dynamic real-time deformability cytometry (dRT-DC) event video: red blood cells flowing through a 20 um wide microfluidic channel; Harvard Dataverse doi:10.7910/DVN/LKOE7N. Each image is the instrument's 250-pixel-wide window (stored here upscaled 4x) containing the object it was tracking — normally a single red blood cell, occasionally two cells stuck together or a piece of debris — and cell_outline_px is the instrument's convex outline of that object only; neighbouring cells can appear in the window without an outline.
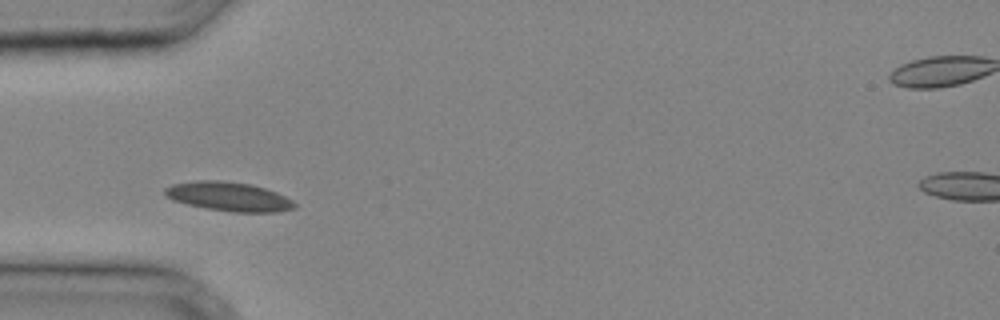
{"species": "common noctule bat (a hibernating species)", "species_latin": "Nyctalus noctula", "temperature_condition": "cold", "stored_images_in_passage": 24, "camera_frame_rate_fps": 3000, "um_per_image_px": 0.085, "animal": {"sex": "male", "body_mass_g": 20.4}, "frame": {"image": 1, "passage_image": 1, "time_ms": 0.0, "image_size_px": [1000, 320], "cell_outline_px": [[296, 208], [276, 212], [232, 212], [204, 208], [172, 200], [164, 196], [164, 188], [172, 184], [196, 180], [220, 180], [252, 184], [276, 192], [292, 200], [296, 204]], "centroid_in_image_um": [19.41, 16.7], "position_along_channel_um": 65.6, "area_um2": 22.14}}
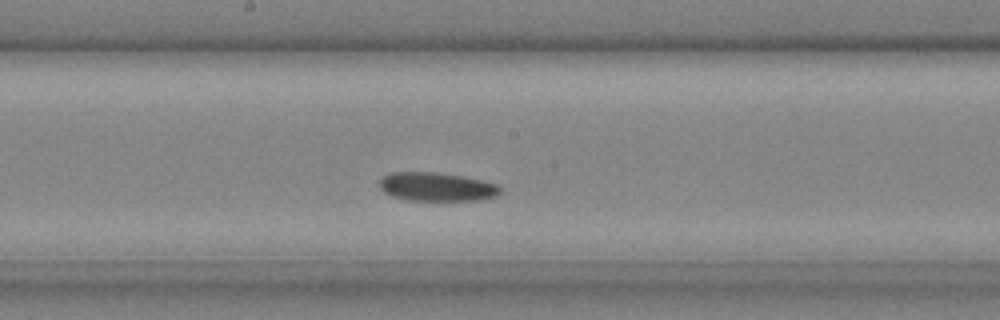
{"frame": {"image": 2, "passage_image": 9, "time_ms": 2.667, "image_size_px": [1000, 320], "cell_outline_px": [[500, 192], [496, 196], [480, 200], [408, 200], [392, 196], [384, 192], [380, 188], [380, 180], [384, 176], [392, 172], [436, 172], [460, 176], [500, 184]], "centroid_in_image_um": [37.12, 15.88], "position_along_channel_um": 211.1, "area_um2": 20.06}}
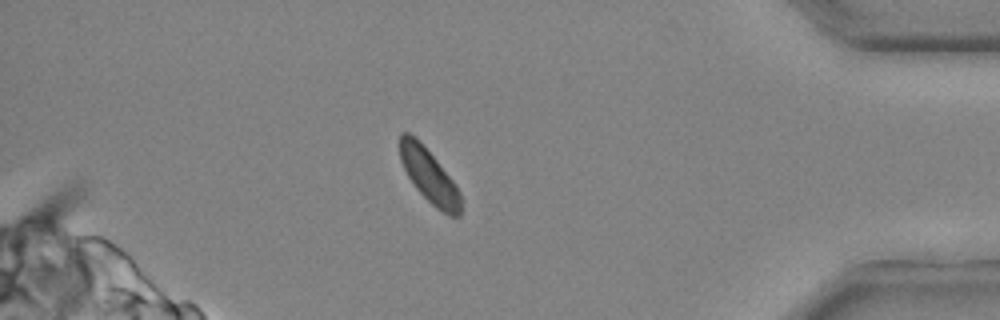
{"frame": {"image": 3, "passage_image": 21, "time_ms": 6.667, "image_size_px": [1000, 320], "cell_outline_px": [[460, 216], [448, 216], [436, 208], [416, 188], [408, 176], [400, 160], [400, 132], [408, 132], [416, 136], [456, 184], [460, 192]], "centroid_in_image_um": [36.47, 14.93], "position_along_channel_um": 398.7, "area_um2": 18.9}}